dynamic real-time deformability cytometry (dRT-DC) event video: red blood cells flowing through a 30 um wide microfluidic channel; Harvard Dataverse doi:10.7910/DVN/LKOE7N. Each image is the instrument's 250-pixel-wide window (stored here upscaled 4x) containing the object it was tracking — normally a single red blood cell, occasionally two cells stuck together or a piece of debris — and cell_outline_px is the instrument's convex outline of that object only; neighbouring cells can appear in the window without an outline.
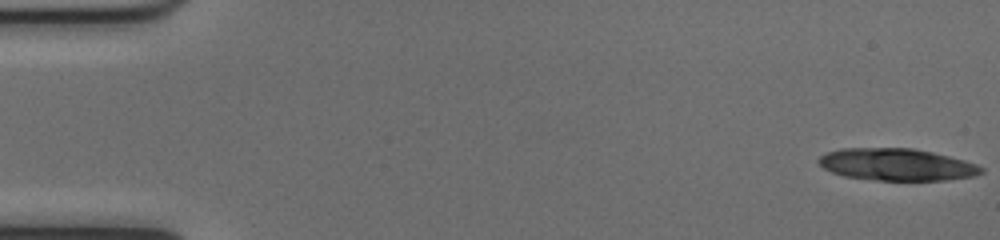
{"species": "common noctule bat (a hibernating species)", "species_latin": "Nyctalus noctula", "temperature_condition": "cold", "stored_images_in_passage": 15, "camera_frame_rate_fps": 3000, "um_per_image_px": 0.085, "animal": {"sex": "female", "body_mass_g": 17.0, "forearm_length_mm": 48.0}, "frame": {"image": 1, "passage_image": 1, "time_ms": 0.0, "image_size_px": [1000, 240], "cell_outline_px": [[984, 172], [976, 176], [944, 180], [876, 180], [844, 176], [832, 172], [824, 168], [816, 160], [820, 156], [828, 152], [840, 148], [912, 148], [932, 152], [964, 160], [976, 164], [984, 168]], "centroid_in_image_um": [76.23, 13.98], "position_along_channel_um": 8.8, "area_um2": 30.35}}
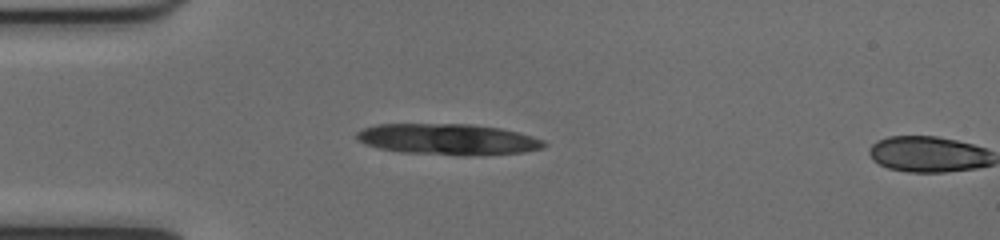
{"frame": {"image": 2, "passage_image": 14, "time_ms": 4.333, "image_size_px": [1000, 240], "cell_outline_px": [[548, 144], [544, 148], [524, 152], [464, 156], [400, 152], [380, 148], [356, 140], [356, 132], [364, 128], [376, 124], [472, 124], [500, 128], [532, 136], [544, 140]], "centroid_in_image_um": [38.1, 11.84], "position_along_channel_um": 46.9, "area_um2": 33.99}}